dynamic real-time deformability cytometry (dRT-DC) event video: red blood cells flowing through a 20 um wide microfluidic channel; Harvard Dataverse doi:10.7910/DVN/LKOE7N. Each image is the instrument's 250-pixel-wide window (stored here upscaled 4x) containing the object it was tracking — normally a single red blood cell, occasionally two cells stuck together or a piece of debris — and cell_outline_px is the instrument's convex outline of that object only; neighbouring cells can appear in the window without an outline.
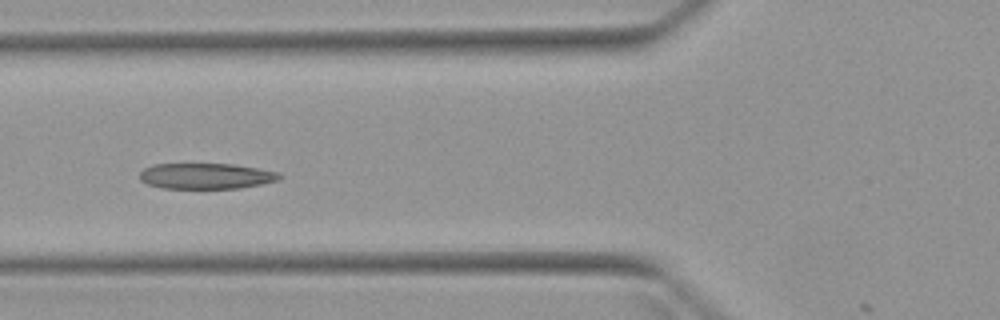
{"species": "Egyptian fruit bat (a non-hibernating species)", "species_latin": "Rousettus aegyptiacus", "temperature_condition": "warm", "stored_images_in_passage": 4, "camera_frame_rate_fps": 3000, "um_per_image_px": 0.085, "animal": {"sex": "female"}, "frame": {"image": 1, "passage_image": 4, "time_ms": 3.667, "image_size_px": [1000, 320], "cell_outline_px": [[284, 176], [280, 180], [240, 188], [160, 188], [148, 184], [140, 180], [140, 172], [144, 168], [152, 164], [236, 164], [280, 172]], "centroid_in_image_um": [17.55, 14.96], "position_along_channel_um": 108.3, "area_um2": 21.15}}